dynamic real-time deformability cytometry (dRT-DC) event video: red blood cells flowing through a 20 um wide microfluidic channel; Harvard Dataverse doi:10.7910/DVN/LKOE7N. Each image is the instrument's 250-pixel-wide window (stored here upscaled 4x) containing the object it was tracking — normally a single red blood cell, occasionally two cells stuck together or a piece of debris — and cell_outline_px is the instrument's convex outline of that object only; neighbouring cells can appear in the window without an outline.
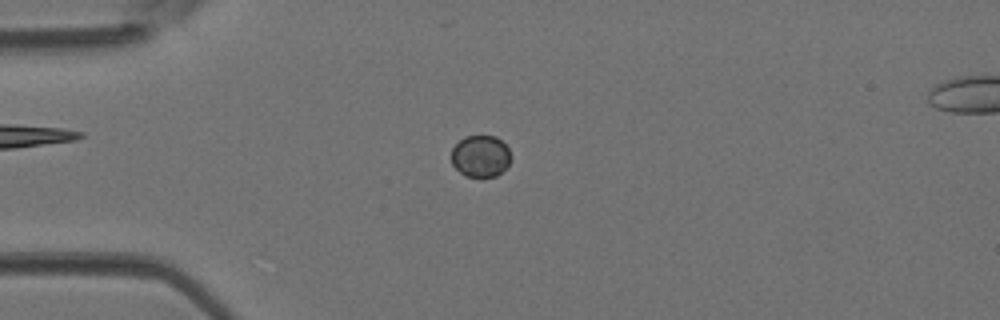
{"species": "Egyptian fruit bat (a non-hibernating species)", "species_latin": "Rousettus aegyptiacus", "temperature_condition": "room temperature", "stored_images_in_passage": 28, "camera_frame_rate_fps": 3000, "um_per_image_px": 0.085, "animal": {"sex": "female"}, "frame": {"image": 1, "passage_image": 1, "time_ms": 0.0, "image_size_px": [1000, 320], "cell_outline_px": [[512, 156], [508, 164], [496, 176], [464, 176], [452, 164], [452, 148], [464, 136], [496, 136], [508, 148]], "centroid_in_image_um": [40.84, 13.26], "position_along_channel_um": 44.2, "area_um2": 14.33}}
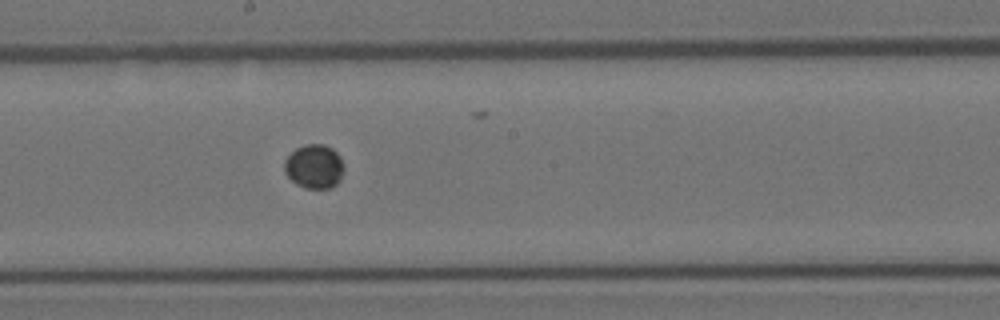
{"frame": {"image": 2, "passage_image": 14, "time_ms": 4.333, "image_size_px": [1000, 320], "cell_outline_px": [[344, 168], [340, 180], [332, 188], [304, 188], [296, 184], [284, 172], [284, 160], [296, 148], [304, 144], [324, 144], [332, 148], [340, 156]], "centroid_in_image_um": [26.71, 14.15], "position_along_channel_um": 221.5, "area_um2": 15.37}}
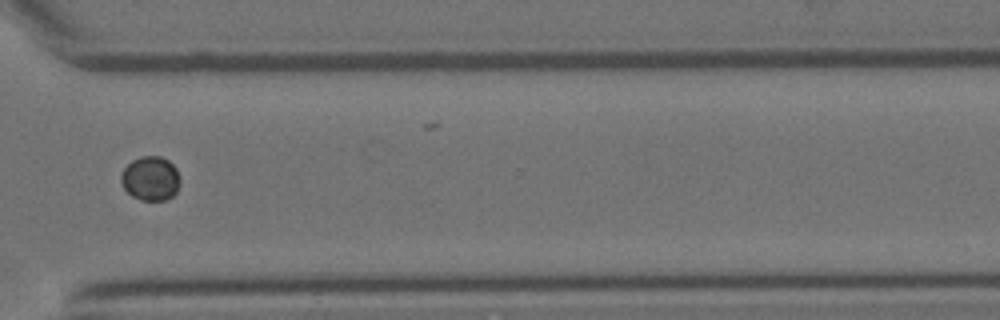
{"frame": {"image": 3, "passage_image": 23, "time_ms": 7.333, "image_size_px": [1000, 320], "cell_outline_px": [[180, 184], [176, 192], [172, 196], [164, 200], [140, 200], [132, 196], [124, 188], [120, 180], [120, 176], [124, 168], [132, 160], [140, 156], [160, 156], [168, 160], [176, 168], [180, 180]], "centroid_in_image_um": [12.79, 15.16], "position_along_channel_um": 357.8, "area_um2": 15.26}}